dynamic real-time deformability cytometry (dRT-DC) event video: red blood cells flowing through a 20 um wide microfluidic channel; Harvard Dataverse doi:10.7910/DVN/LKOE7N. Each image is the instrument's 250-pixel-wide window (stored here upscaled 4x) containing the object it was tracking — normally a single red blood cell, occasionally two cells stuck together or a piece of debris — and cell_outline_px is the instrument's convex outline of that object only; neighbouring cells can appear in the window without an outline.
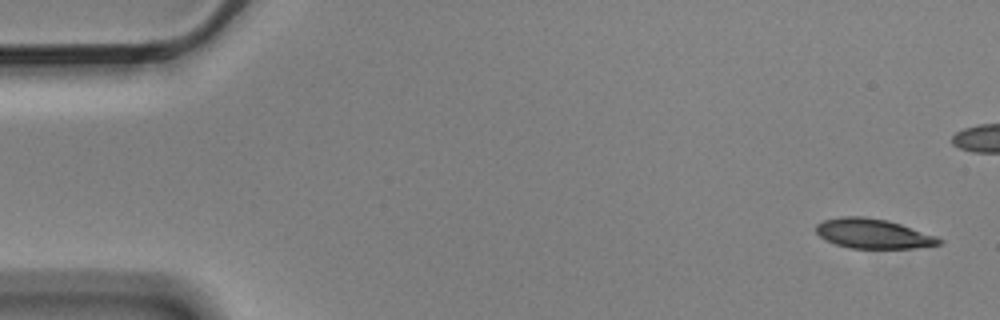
{"species": "Egyptian fruit bat (a non-hibernating species)", "species_latin": "Rousettus aegyptiacus", "temperature_condition": "cold", "stored_images_in_passage": 6, "camera_frame_rate_fps": 3000, "um_per_image_px": 0.085, "animal": {"sex": "male"}, "frame": {"image": 1, "passage_image": 1, "time_ms": 0.0, "image_size_px": [1000, 320], "cell_outline_px": [[944, 240], [940, 244], [912, 248], [852, 248], [836, 244], [820, 236], [816, 232], [816, 224], [824, 220], [840, 216], [864, 216], [888, 220], [936, 236]], "centroid_in_image_um": [74.21, 19.85], "position_along_channel_um": 10.8, "area_um2": 21.1}}
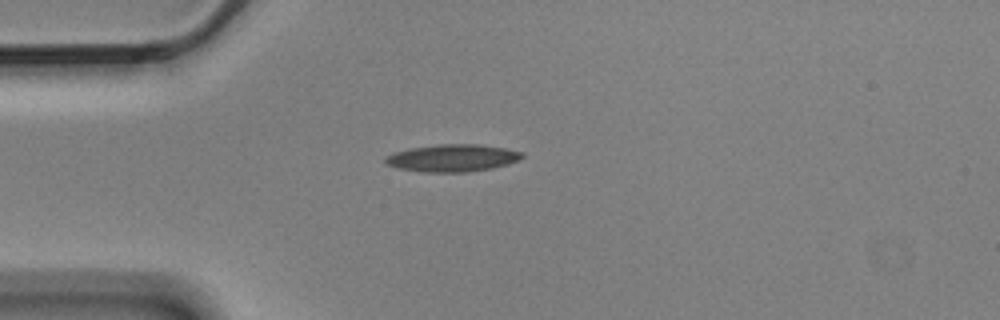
{"frame": {"image": 2, "passage_image": 6, "time_ms": 1.667, "image_size_px": [1000, 320], "cell_outline_px": [[524, 156], [520, 160], [508, 164], [492, 168], [468, 172], [424, 172], [396, 168], [384, 164], [384, 156], [392, 152], [408, 148], [440, 144], [476, 144], [504, 148], [524, 152]], "centroid_in_image_um": [38.41, 13.43], "position_along_channel_um": 46.6, "area_um2": 22.08}}